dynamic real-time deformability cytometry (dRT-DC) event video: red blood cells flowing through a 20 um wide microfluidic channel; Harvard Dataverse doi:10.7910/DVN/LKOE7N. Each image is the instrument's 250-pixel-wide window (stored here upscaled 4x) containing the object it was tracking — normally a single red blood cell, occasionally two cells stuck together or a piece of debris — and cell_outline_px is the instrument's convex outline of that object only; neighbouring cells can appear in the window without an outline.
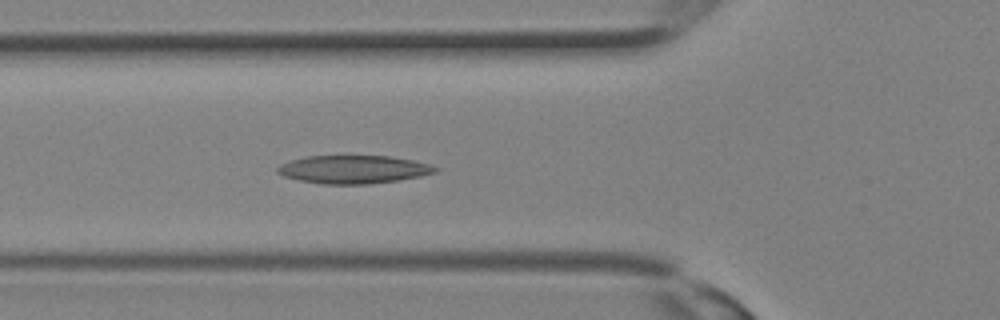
{"species": "Egyptian fruit bat (a non-hibernating species)", "species_latin": "Rousettus aegyptiacus", "temperature_condition": "room temperature", "stored_images_in_passage": 12, "camera_frame_rate_fps": 3000, "um_per_image_px": 0.085, "animal": {"sex": "female"}, "frame": {"image": 1, "passage_image": 10, "time_ms": 3.0, "image_size_px": [1000, 320], "cell_outline_px": [[440, 168], [436, 172], [420, 176], [396, 180], [368, 184], [320, 184], [300, 180], [284, 176], [276, 172], [276, 168], [280, 164], [304, 156], [392, 156], [412, 160], [428, 164]], "centroid_in_image_um": [30.02, 14.4], "position_along_channel_um": 95.8, "area_um2": 25.78}}
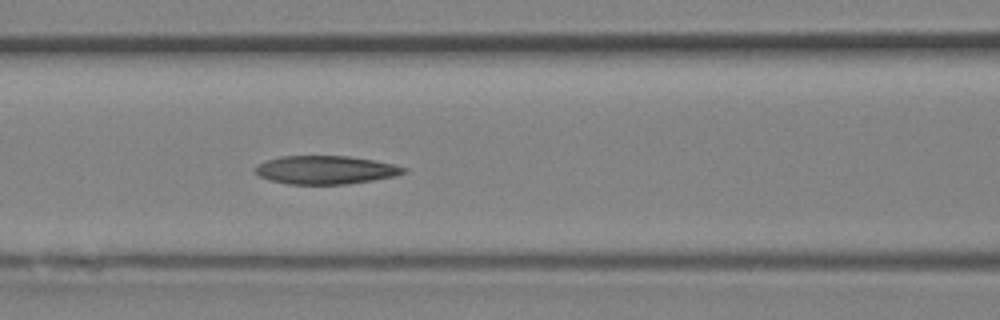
{"frame": {"image": 2, "passage_image": 12, "time_ms": 3.667, "image_size_px": [1000, 320], "cell_outline_px": [[408, 172], [392, 176], [372, 180], [344, 184], [288, 184], [272, 180], [260, 176], [256, 172], [256, 164], [280, 156], [348, 156], [372, 160], [392, 164], [408, 168]], "centroid_in_image_um": [27.68, 14.44], "position_along_channel_um": 138.9, "area_um2": 24.22}}